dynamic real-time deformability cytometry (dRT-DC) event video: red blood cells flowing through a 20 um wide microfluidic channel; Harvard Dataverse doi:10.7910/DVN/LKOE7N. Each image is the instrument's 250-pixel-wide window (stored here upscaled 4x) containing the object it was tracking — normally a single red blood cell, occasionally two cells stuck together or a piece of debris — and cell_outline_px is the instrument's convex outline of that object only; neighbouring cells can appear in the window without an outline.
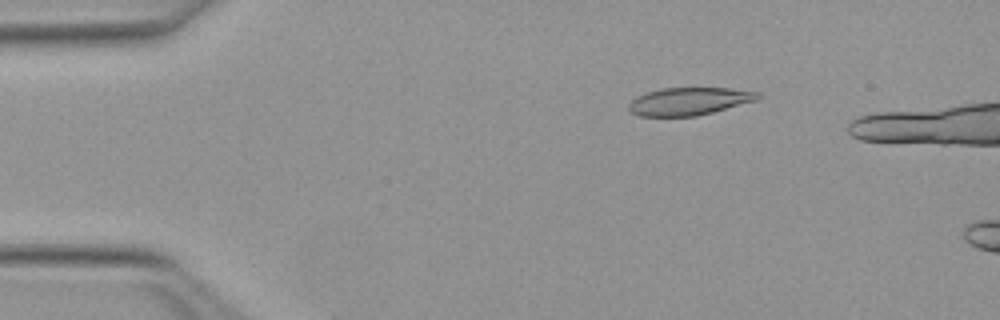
{"species": "Egyptian fruit bat (a non-hibernating species)", "species_latin": "Rousettus aegyptiacus", "temperature_condition": "warm", "stored_images_in_passage": 10, "camera_frame_rate_fps": 3000, "um_per_image_px": 0.085, "animal": {"sex": "female"}, "frame": {"image": 1, "passage_image": 8, "time_ms": 2.333, "image_size_px": [1000, 320], "cell_outline_px": [[760, 96], [756, 100], [712, 112], [696, 116], [640, 116], [632, 112], [628, 108], [628, 104], [636, 96], [648, 92], [664, 88], [728, 88], [760, 92]], "centroid_in_image_um": [58.56, 8.61], "position_along_channel_um": 26.4, "area_um2": 20.58}}